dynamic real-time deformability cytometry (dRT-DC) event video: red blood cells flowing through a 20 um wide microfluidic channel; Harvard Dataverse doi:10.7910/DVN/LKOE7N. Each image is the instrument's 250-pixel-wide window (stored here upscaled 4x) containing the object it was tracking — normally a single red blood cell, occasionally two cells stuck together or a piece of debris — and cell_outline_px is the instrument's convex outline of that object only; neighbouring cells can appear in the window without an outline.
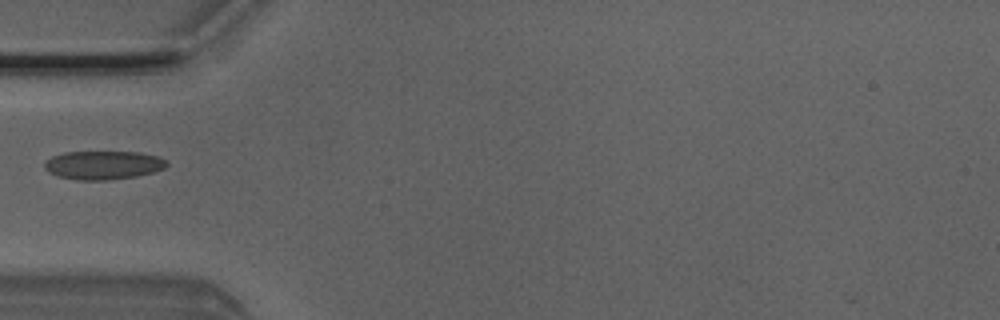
{"species": "Egyptian fruit bat (a non-hibernating species)", "species_latin": "Rousettus aegyptiacus", "temperature_condition": "room temperature", "stored_images_in_passage": 4, "camera_frame_rate_fps": 3000, "um_per_image_px": 0.085, "animal": {"sex": "male"}, "frame": {"image": 1, "passage_image": 4, "time_ms": 1.0, "image_size_px": [1000, 320], "cell_outline_px": [[168, 164], [164, 168], [152, 172], [136, 176], [108, 180], [80, 180], [56, 176], [48, 172], [44, 168], [44, 160], [52, 156], [64, 152], [140, 152], [160, 156], [168, 160]], "centroid_in_image_um": [8.77, 14.03], "position_along_channel_um": 76.2, "area_um2": 20.58}}